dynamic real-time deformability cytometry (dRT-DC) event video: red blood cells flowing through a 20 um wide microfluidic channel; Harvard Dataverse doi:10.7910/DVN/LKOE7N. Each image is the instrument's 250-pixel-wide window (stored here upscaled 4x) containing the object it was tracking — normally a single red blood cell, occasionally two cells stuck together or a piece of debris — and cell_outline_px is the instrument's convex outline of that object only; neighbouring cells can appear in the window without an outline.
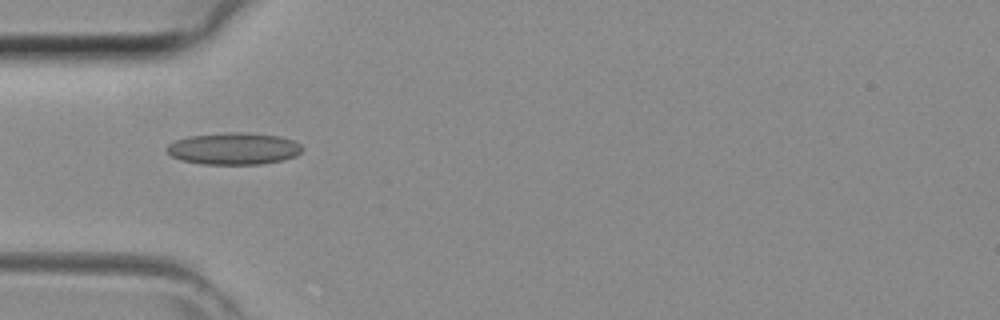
{"species": "common noctule bat (a hibernating species)", "species_latin": "Nyctalus noctula", "temperature_condition": "room temperature", "stored_images_in_passage": 21, "camera_frame_rate_fps": 3000, "um_per_image_px": 0.085, "animal": {"sex": "female", "body_mass_g": 29.2, "forearm_length_mm": 56.3}, "frame": {"image": 1, "passage_image": 1, "time_ms": 0.0, "image_size_px": [1000, 320], "cell_outline_px": [[304, 148], [296, 156], [284, 160], [260, 164], [204, 164], [180, 160], [172, 156], [164, 148], [168, 144], [176, 140], [188, 136], [232, 132], [240, 132], [280, 136], [292, 140], [300, 144]], "centroid_in_image_um": [19.87, 12.63], "position_along_channel_um": 65.1, "area_um2": 25.2}}
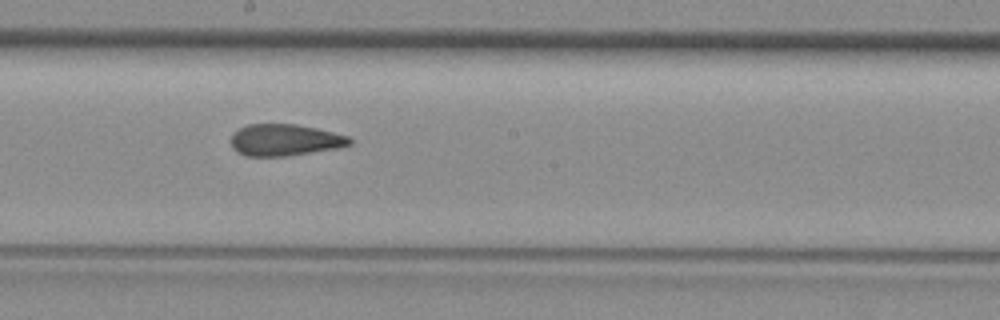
{"frame": {"image": 2, "passage_image": 11, "time_ms": 3.333, "image_size_px": [1000, 320], "cell_outline_px": [[352, 144], [340, 148], [288, 156], [248, 156], [232, 148], [232, 136], [240, 128], [248, 124], [296, 124], [316, 128], [348, 136], [352, 140]], "centroid_in_image_um": [24.26, 11.9], "position_along_channel_um": 223.9, "area_um2": 21.79}}
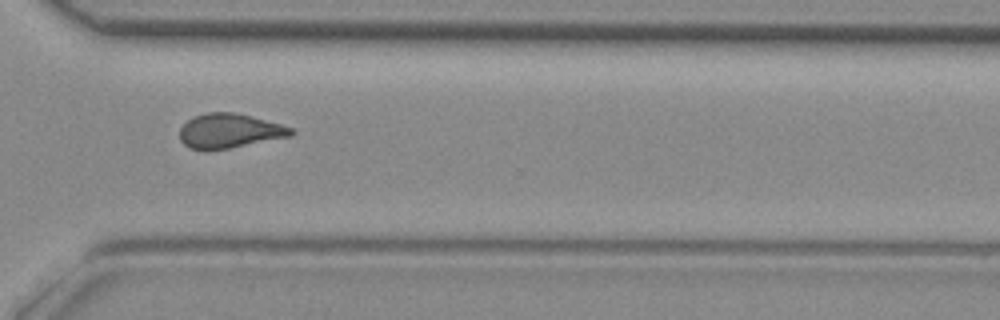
{"frame": {"image": 3, "passage_image": 19, "time_ms": 6.0, "image_size_px": [1000, 320], "cell_outline_px": [[296, 132], [292, 136], [228, 148], [188, 148], [180, 140], [180, 128], [188, 120], [196, 116], [208, 112], [236, 112], [252, 116], [280, 124], [292, 128]], "centroid_in_image_um": [19.54, 11.1], "position_along_channel_um": 351.1, "area_um2": 21.96}}